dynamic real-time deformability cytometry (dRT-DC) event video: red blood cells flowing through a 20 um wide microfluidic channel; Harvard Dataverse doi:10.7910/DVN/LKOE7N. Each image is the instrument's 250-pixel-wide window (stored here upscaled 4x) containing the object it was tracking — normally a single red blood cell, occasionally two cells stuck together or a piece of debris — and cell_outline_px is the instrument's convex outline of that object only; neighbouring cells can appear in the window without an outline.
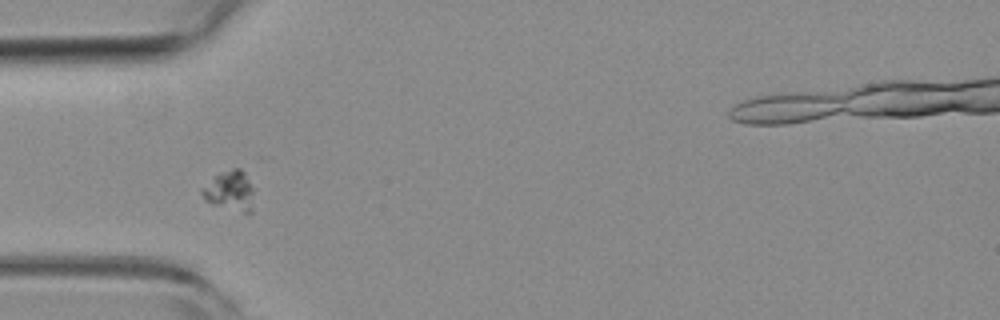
{"species": "common noctule bat (a hibernating species)", "species_latin": "Nyctalus noctula", "temperature_condition": "room temperature", "stored_images_in_passage": 36, "camera_frame_rate_fps": 3000, "um_per_image_px": 0.085, "animal": {"sex": "female", "body_mass_g": 19.3, "forearm_length_mm": 54.1}, "frame": {"image": 1, "passage_image": 12, "time_ms": 3.667, "image_size_px": [1000, 320], "cell_outline_px": [[252, 212], [244, 212], [212, 204], [204, 200], [200, 192], [200, 188], [220, 172], [232, 168], [240, 168], [244, 172], [252, 188]], "centroid_in_image_um": [19.49, 16.2], "position_along_channel_um": 65.5, "area_um2": 11.91}}
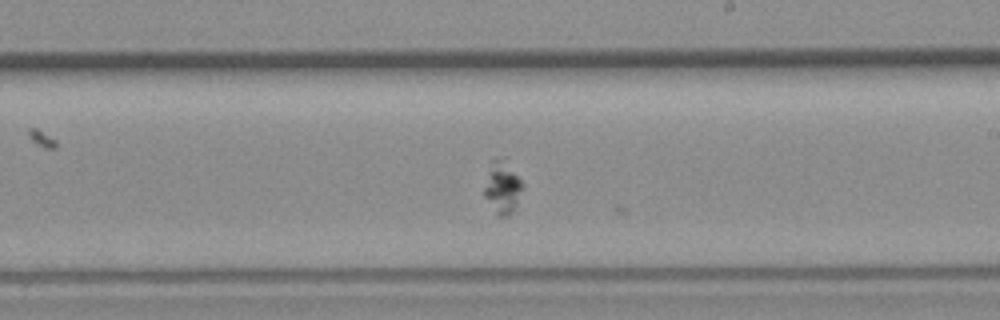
{"frame": {"image": 2, "passage_image": 27, "time_ms": 8.667, "image_size_px": [1000, 320], "cell_outline_px": [[524, 188], [512, 212], [508, 216], [496, 216], [484, 196], [484, 188], [492, 160], [504, 156], [524, 184]], "centroid_in_image_um": [42.73, 15.93], "position_along_channel_um": 246.3, "area_um2": 11.79}}
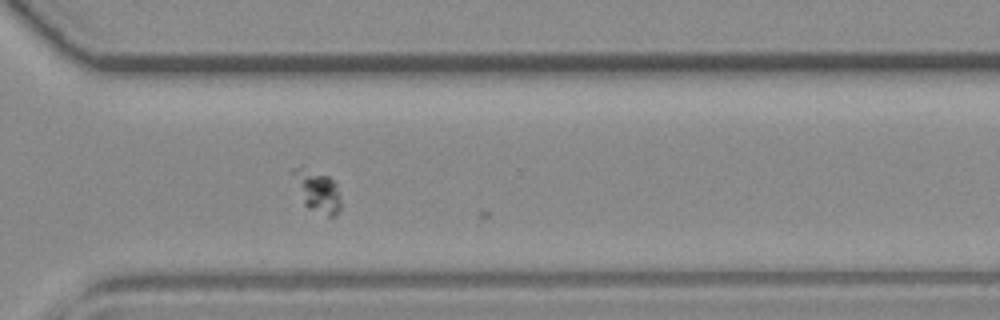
{"frame": {"image": 3, "passage_image": 35, "time_ms": 11.333, "image_size_px": [1000, 320], "cell_outline_px": [[340, 212], [336, 216], [328, 216], [308, 208], [304, 204], [292, 172], [292, 168], [296, 168], [328, 176], [336, 184], [340, 196]], "centroid_in_image_um": [27.03, 16.32], "position_along_channel_um": 343.6, "area_um2": 11.04}}